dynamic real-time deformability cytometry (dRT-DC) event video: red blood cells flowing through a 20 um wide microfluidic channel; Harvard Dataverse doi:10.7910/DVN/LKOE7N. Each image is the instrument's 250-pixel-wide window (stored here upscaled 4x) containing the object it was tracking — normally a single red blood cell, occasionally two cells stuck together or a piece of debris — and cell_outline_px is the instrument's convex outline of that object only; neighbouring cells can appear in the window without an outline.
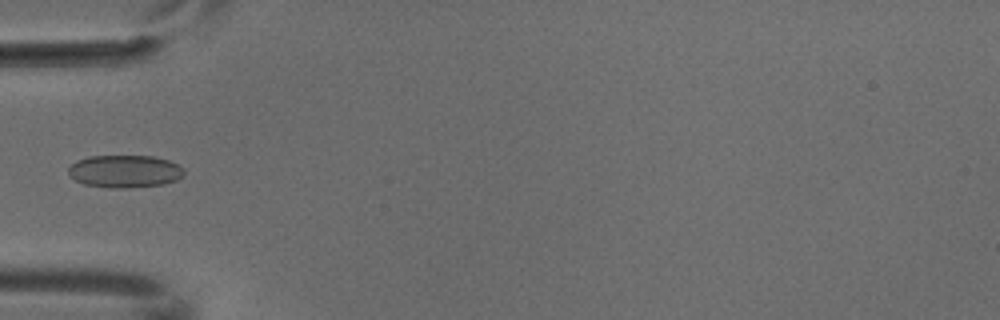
{"species": "common noctule bat (a hibernating species)", "species_latin": "Nyctalus noctula", "temperature_condition": "cold", "stored_images_in_passage": 2, "camera_frame_rate_fps": 3000, "um_per_image_px": 0.085, "animal": {"sex": "male", "body_mass_g": 18.8}, "frame": {"image": 1, "passage_image": 2, "time_ms": 0.333, "image_size_px": [1000, 320], "cell_outline_px": [[184, 176], [176, 180], [164, 184], [124, 188], [116, 188], [84, 184], [68, 176], [68, 168], [76, 160], [88, 156], [152, 156], [168, 160], [184, 168]], "centroid_in_image_um": [10.6, 14.55], "position_along_channel_um": 74.4, "area_um2": 21.96}}